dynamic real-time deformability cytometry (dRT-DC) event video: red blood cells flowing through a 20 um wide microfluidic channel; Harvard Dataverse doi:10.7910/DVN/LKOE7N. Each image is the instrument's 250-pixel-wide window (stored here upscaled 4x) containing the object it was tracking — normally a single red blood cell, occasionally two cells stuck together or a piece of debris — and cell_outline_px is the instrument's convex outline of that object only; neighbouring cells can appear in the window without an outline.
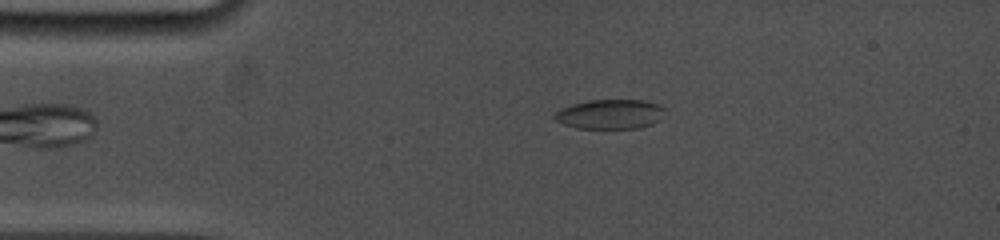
{"species": "common noctule bat (a hibernating species)", "species_latin": "Nyctalus noctula", "temperature_condition": "cold", "stored_images_in_passage": 2, "camera_frame_rate_fps": 5000, "um_per_image_px": 0.085, "animal": {"sex": "female", "body_mass_g": 19.0, "forearm_length_mm": 53.3}, "frame": {"image": 1, "passage_image": 2, "time_ms": 0.8, "image_size_px": [1000, 240], "cell_outline_px": [[664, 108], [660, 120], [652, 124], [636, 128], [576, 128], [564, 124], [556, 120], [552, 116], [560, 108], [572, 104], [588, 100], [644, 100], [660, 104]], "centroid_in_image_um": [51.85, 9.69], "position_along_channel_um": 33.2, "area_um2": 19.02}}